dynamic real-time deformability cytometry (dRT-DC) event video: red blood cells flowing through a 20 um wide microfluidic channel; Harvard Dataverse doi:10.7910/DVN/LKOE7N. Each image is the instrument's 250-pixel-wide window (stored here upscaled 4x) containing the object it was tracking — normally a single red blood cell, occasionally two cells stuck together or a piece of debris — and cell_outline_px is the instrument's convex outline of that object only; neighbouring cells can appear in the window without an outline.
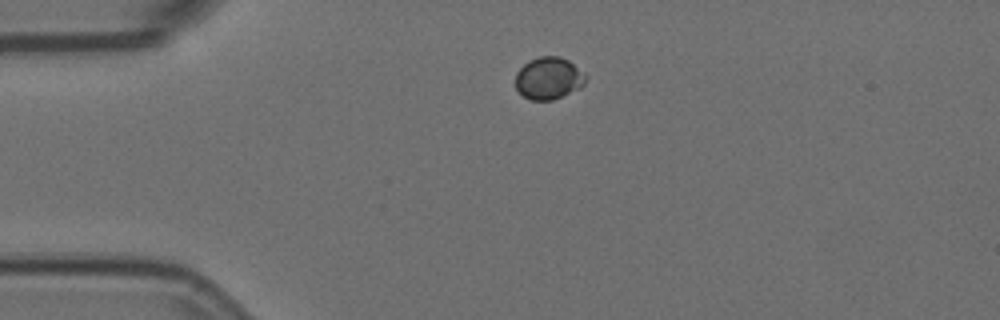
{"species": "Egyptian fruit bat (a non-hibernating species)", "species_latin": "Rousettus aegyptiacus", "temperature_condition": "room temperature", "stored_images_in_passage": 2, "camera_frame_rate_fps": 3000, "um_per_image_px": 0.085, "animal": {"sex": "female"}, "frame": {"image": 1, "passage_image": 1, "time_ms": 0.0, "image_size_px": [1000, 320], "cell_outline_px": [[588, 80], [580, 88], [552, 100], [532, 100], [524, 96], [516, 88], [516, 72], [528, 60], [540, 56], [560, 56], [568, 60], [588, 76]], "centroid_in_image_um": [46.65, 6.64], "position_along_channel_um": 38.3, "area_um2": 17.28}}